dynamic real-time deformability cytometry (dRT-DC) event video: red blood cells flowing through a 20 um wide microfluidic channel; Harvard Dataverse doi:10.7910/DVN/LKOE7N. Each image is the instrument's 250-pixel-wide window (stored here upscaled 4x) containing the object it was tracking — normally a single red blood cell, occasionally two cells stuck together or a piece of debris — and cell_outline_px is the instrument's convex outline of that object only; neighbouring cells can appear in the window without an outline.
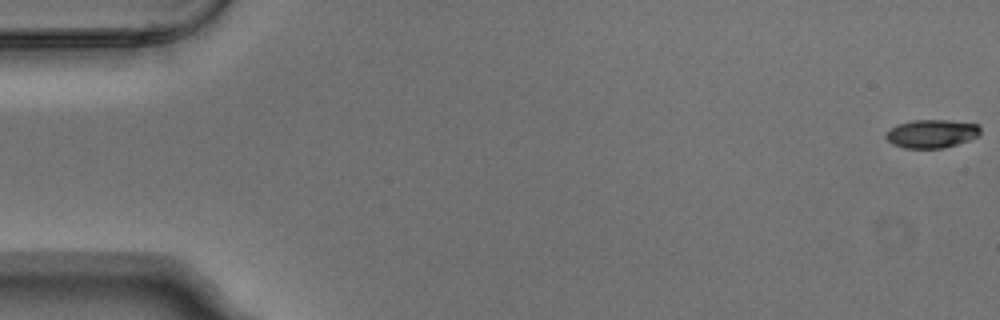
{"species": "Egyptian fruit bat (a non-hibernating species)", "species_latin": "Rousettus aegyptiacus", "temperature_condition": "warm", "stored_images_in_passage": 5, "camera_frame_rate_fps": 3000, "um_per_image_px": 0.085, "animal": {"sex": "male"}, "frame": {"image": 1, "passage_image": 1, "time_ms": 0.0, "image_size_px": [1000, 320], "cell_outline_px": [[980, 136], [944, 148], [904, 148], [892, 144], [884, 136], [896, 124], [912, 120], [948, 120], [980, 124]], "centroid_in_image_um": [79.21, 11.36], "position_along_channel_um": 5.8, "area_um2": 15.66}}